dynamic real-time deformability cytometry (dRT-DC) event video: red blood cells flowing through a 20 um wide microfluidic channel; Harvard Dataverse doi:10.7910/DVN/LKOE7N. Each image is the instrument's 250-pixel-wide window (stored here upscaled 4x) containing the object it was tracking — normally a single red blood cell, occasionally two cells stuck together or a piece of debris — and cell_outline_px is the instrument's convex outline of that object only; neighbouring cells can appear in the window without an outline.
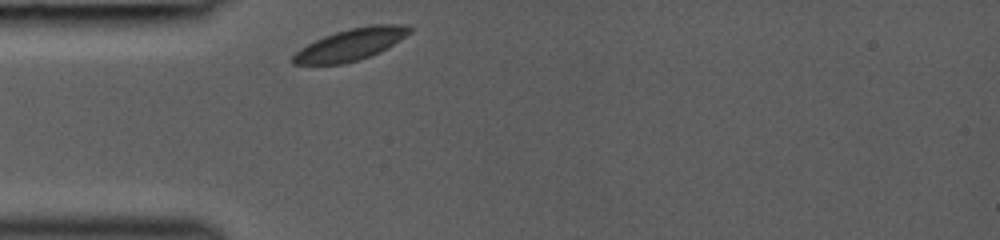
{"species": "common noctule bat (a hibernating species)", "species_latin": "Nyctalus noctula", "temperature_condition": "room temperature", "stored_images_in_passage": 17, "camera_frame_rate_fps": 3000, "um_per_image_px": 0.085, "animal": {"sex": "female", "body_mass_g": 19.0, "forearm_length_mm": 53.3}, "frame": {"image": 1, "passage_image": 1, "time_ms": 0.0, "image_size_px": [1000, 240], "cell_outline_px": [[412, 32], [380, 52], [360, 60], [344, 64], [292, 64], [292, 56], [300, 48], [324, 36], [336, 32], [352, 28], [372, 24], [396, 24], [412, 28]], "centroid_in_image_um": [29.81, 3.79], "position_along_channel_um": 55.2, "area_um2": 21.39}}
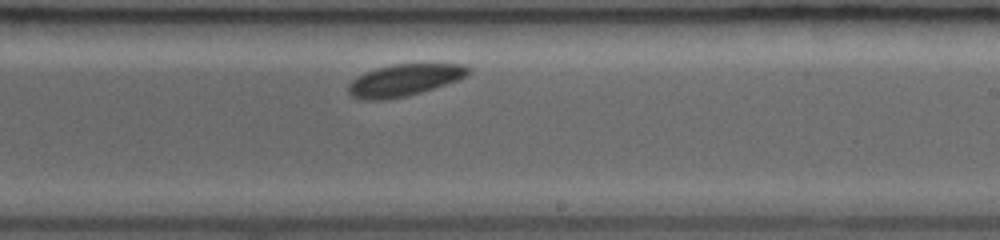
{"frame": {"image": 2, "passage_image": 10, "time_ms": 5.0, "image_size_px": [1000, 240], "cell_outline_px": [[472, 72], [460, 80], [420, 92], [388, 100], [360, 100], [352, 96], [348, 92], [348, 84], [352, 80], [364, 72], [376, 68], [392, 64], [464, 64], [472, 68]], "centroid_in_image_um": [34.37, 6.81], "position_along_channel_um": 254.6, "area_um2": 22.48}}
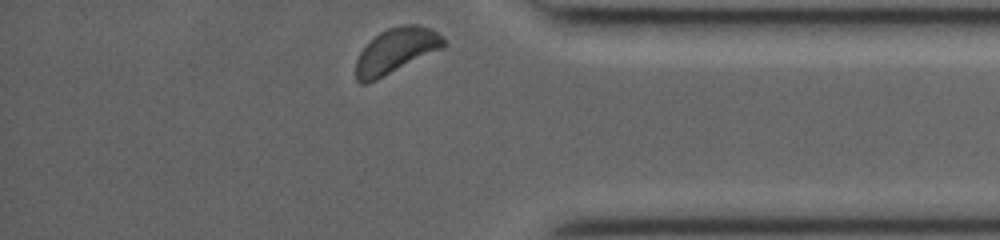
{"frame": {"image": 3, "passage_image": 17, "time_ms": 8.667, "image_size_px": [1000, 240], "cell_outline_px": [[444, 48], [376, 80], [364, 84], [360, 84], [356, 80], [356, 60], [360, 52], [380, 32], [388, 28], [404, 24], [416, 24], [432, 28], [444, 40]], "centroid_in_image_um": [33.66, 4.32], "position_along_channel_um": 401.5, "area_um2": 22.89}}